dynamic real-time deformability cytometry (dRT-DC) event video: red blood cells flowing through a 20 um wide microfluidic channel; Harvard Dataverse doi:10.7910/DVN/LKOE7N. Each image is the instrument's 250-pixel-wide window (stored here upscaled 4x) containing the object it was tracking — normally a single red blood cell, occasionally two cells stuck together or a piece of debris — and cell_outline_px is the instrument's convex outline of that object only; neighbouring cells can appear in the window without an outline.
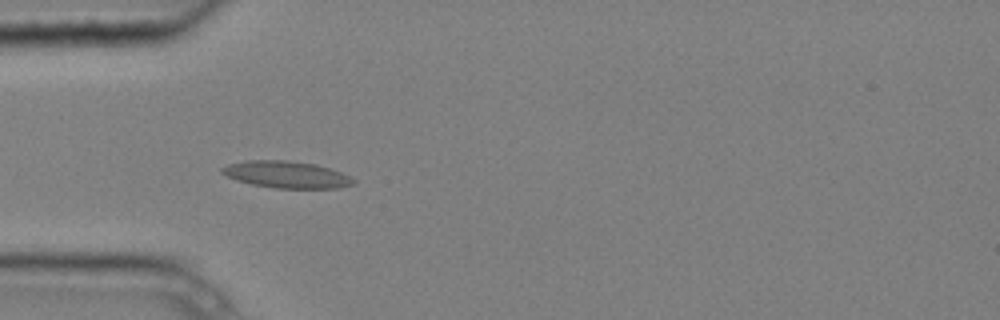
{"species": "common noctule bat (a hibernating species)", "species_latin": "Nyctalus noctula", "temperature_condition": "cold", "stored_images_in_passage": 5, "camera_frame_rate_fps": 3000, "um_per_image_px": 0.085, "animal": {"sex": "male", "body_mass_g": 20.4}, "frame": {"image": 1, "passage_image": 5, "time_ms": 1.333, "image_size_px": [1000, 320], "cell_outline_px": [[356, 184], [336, 188], [276, 188], [252, 184], [236, 180], [220, 172], [220, 168], [228, 164], [244, 160], [284, 160], [316, 164], [340, 172], [356, 180]], "centroid_in_image_um": [24.33, 14.83], "position_along_channel_um": 60.7, "area_um2": 20.52}}